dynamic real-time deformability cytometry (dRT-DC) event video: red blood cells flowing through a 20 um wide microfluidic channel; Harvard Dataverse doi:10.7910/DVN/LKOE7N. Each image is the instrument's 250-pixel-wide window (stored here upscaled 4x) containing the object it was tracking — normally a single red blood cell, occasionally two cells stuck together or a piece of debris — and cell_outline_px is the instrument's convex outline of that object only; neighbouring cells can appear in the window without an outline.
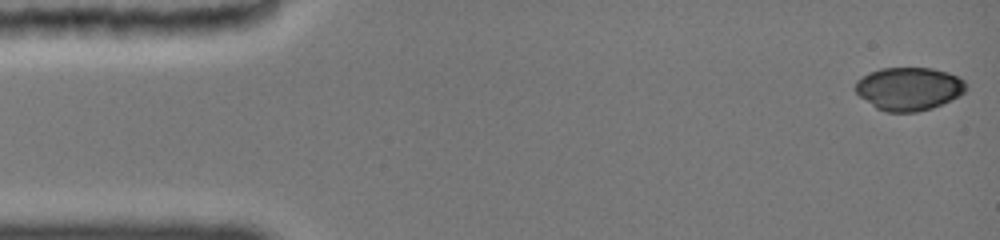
{"species": "common noctule bat (a hibernating species)", "species_latin": "Nyctalus noctula", "temperature_condition": "cold", "stored_images_in_passage": 48, "camera_frame_rate_fps": 3000, "um_per_image_px": 0.085, "animal": {"sex": "female", "body_mass_g": 19.0, "forearm_length_mm": 51.5}, "frame": {"image": 1, "passage_image": 1, "time_ms": 0.0, "image_size_px": [1000, 240], "cell_outline_px": [[968, 88], [960, 96], [932, 108], [916, 112], [888, 112], [876, 108], [860, 96], [856, 92], [856, 80], [868, 72], [880, 68], [932, 68], [948, 72], [964, 80], [968, 84]], "centroid_in_image_um": [77.28, 7.53], "position_along_channel_um": 7.7, "area_um2": 27.92}}